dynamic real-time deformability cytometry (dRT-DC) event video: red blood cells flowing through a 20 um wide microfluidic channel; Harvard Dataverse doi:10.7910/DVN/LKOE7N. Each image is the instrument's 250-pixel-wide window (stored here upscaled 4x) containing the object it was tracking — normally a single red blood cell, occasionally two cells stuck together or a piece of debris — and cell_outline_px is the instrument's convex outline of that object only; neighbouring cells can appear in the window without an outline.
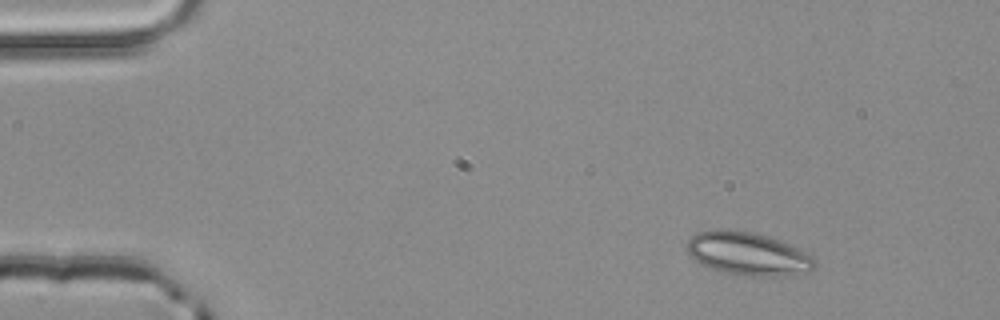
{"species": "common noctule bat (a hibernating species)", "species_latin": "Nyctalus noctula", "temperature_condition": "room temperature", "stored_images_in_passage": 3, "camera_frame_rate_fps": 3000, "um_per_image_px": 0.085, "animal": {"sex": "male", "body_mass_g": 20.4}, "frame": {"image": 1, "passage_image": 1, "time_ms": 0.0, "image_size_px": [1000, 320], "cell_outline_px": [[816, 264], [808, 272], [772, 276], [752, 276], [728, 272], [708, 268], [696, 260], [684, 248], [684, 244], [696, 232], [720, 228], [748, 232], [768, 236], [796, 248], [812, 256], [816, 260]], "centroid_in_image_um": [63.51, 21.55], "position_along_channel_um": 21.5, "area_um2": 31.67}}